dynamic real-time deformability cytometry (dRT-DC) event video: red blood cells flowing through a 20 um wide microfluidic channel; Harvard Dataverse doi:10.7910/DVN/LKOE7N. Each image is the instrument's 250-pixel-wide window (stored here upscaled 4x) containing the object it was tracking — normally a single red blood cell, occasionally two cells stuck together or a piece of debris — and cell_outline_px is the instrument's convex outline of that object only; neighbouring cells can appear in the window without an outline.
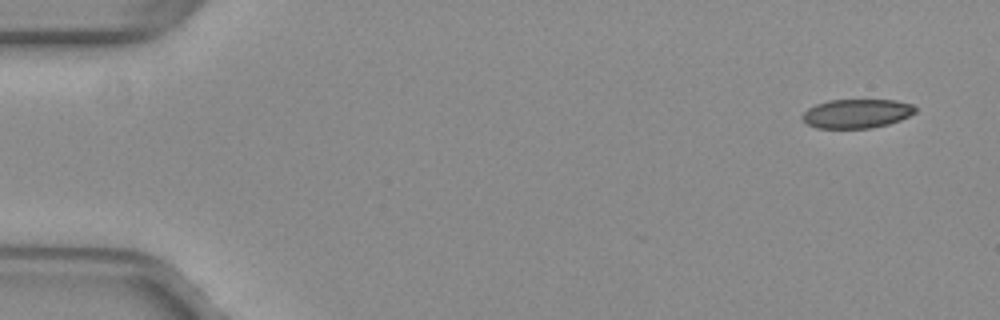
{"species": "common noctule bat (a hibernating species)", "species_latin": "Nyctalus noctula", "temperature_condition": "warm", "stored_images_in_passage": 45, "camera_frame_rate_fps": 3000, "um_per_image_px": 0.085, "animal": {"sex": "female", "body_mass_g": 29.2, "forearm_length_mm": 56.3}, "frame": {"image": 1, "passage_image": 1, "time_ms": 0.0, "image_size_px": [1000, 320], "cell_outline_px": [[916, 112], [900, 120], [888, 124], [872, 128], [816, 128], [808, 124], [800, 116], [808, 108], [816, 104], [828, 100], [896, 100], [912, 104], [916, 108]], "centroid_in_image_um": [72.82, 9.65], "position_along_channel_um": 12.2, "area_um2": 19.13}}
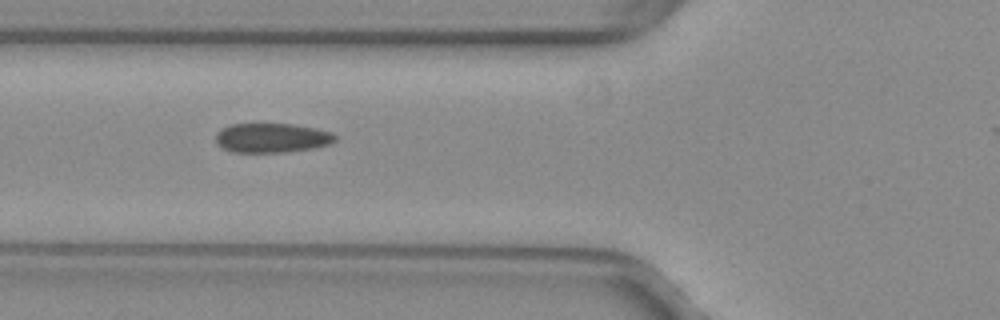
{"frame": {"image": 2, "passage_image": 18, "time_ms": 5.667, "image_size_px": [1000, 320], "cell_outline_px": [[336, 140], [328, 144], [312, 148], [288, 152], [232, 152], [216, 144], [216, 136], [224, 128], [232, 124], [292, 124], [316, 128], [332, 132], [336, 136]], "centroid_in_image_um": [23.13, 11.72], "position_along_channel_um": 102.7, "area_um2": 20.29}}
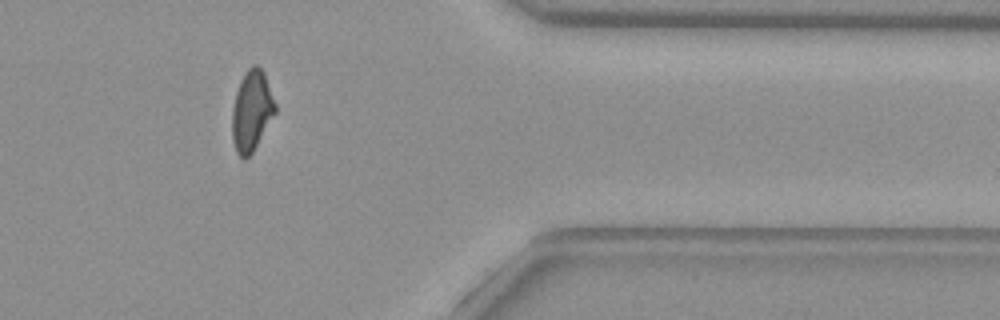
{"frame": {"image": 3, "passage_image": 41, "time_ms": 13.333, "image_size_px": [1000, 320], "cell_outline_px": [[276, 112], [252, 152], [244, 160], [236, 152], [232, 140], [232, 112], [236, 92], [240, 80], [248, 68], [252, 64], [256, 64], [264, 72], [276, 104]], "centroid_in_image_um": [21.39, 9.4], "position_along_channel_um": 390.0, "area_um2": 20.11}, "authors_computed_cell_mechanics": {"area_um2": 20.8658, "velocity_mm_per_s": 4.008, "shape_relaxation_time_tau1_ms": null, "shape_relaxation_time_tau2_ms": 0.8466, "deformation_change_tau1": null, "deformation_change_tau2": 0.0685}}